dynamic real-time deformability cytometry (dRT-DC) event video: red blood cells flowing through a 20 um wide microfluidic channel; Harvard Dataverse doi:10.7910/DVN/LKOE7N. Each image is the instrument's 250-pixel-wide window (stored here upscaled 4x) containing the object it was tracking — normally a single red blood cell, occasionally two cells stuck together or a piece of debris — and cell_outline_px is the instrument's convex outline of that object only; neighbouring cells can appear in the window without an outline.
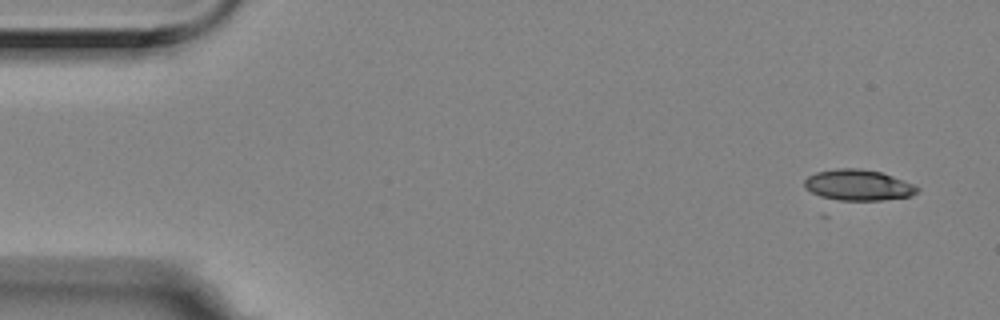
{"species": "Egyptian fruit bat (a non-hibernating species)", "species_latin": "Rousettus aegyptiacus", "temperature_condition": "room temperature", "stored_images_in_passage": 8, "camera_frame_rate_fps": 3000, "um_per_image_px": 0.085, "animal": {"sex": "female"}, "frame": {"image": 1, "passage_image": 1, "time_ms": 0.0, "image_size_px": [1000, 320], "cell_outline_px": [[920, 188], [916, 192], [908, 196], [880, 200], [840, 200], [820, 196], [804, 188], [804, 180], [808, 176], [816, 172], [836, 168], [860, 168], [880, 172], [892, 176], [912, 184]], "centroid_in_image_um": [72.89, 15.72], "position_along_channel_um": 12.1, "area_um2": 20.06}}
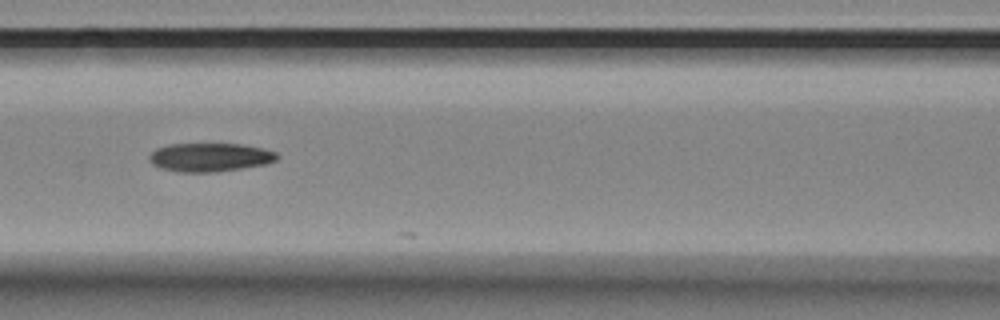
{"frame": {"image": 2, "passage_image": 6, "time_ms": 1.667, "image_size_px": [1000, 320], "cell_outline_px": [[280, 156], [276, 160], [264, 164], [216, 172], [176, 172], [160, 168], [152, 164], [148, 156], [156, 148], [172, 144], [240, 144], [264, 148], [276, 152]], "centroid_in_image_um": [17.83, 13.37], "position_along_channel_um": 148.8, "area_um2": 21.27}}
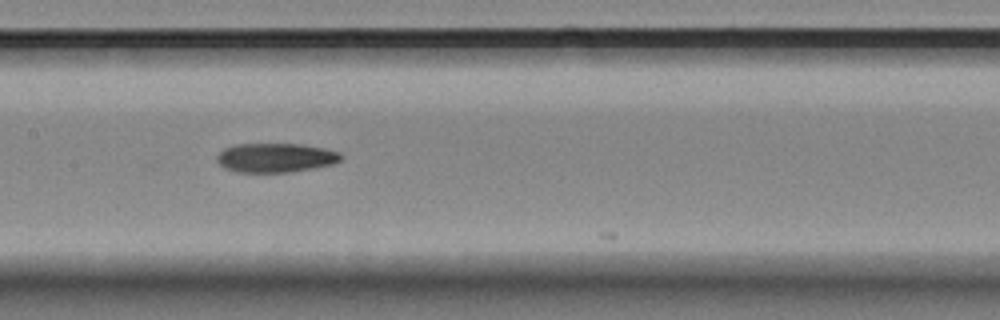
{"frame": {"image": 3, "passage_image": 7, "time_ms": 2.0, "image_size_px": [1000, 320], "cell_outline_px": [[344, 156], [340, 160], [332, 164], [292, 172], [236, 172], [224, 168], [216, 160], [216, 156], [224, 148], [236, 144], [300, 144], [324, 148], [340, 152]], "centroid_in_image_um": [23.42, 13.4], "position_along_channel_um": 184.0, "area_um2": 21.15}}